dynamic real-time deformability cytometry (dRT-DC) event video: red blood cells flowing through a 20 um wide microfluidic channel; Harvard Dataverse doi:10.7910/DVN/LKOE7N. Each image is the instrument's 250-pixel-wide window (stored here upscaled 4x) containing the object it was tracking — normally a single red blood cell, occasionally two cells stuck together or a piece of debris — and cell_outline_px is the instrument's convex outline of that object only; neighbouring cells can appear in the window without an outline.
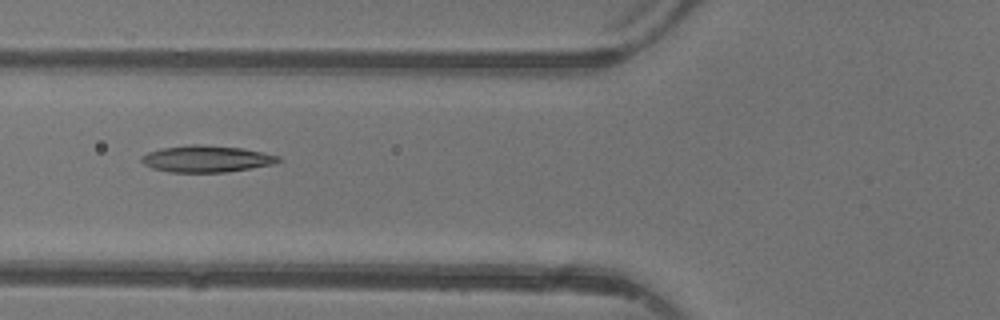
{"species": "common noctule bat (a hibernating species)", "species_latin": "Nyctalus noctula", "temperature_condition": "warm", "stored_images_in_passage": 4, "camera_frame_rate_fps": 3000, "um_per_image_px": 0.085, "animal": {"sex": "female"}, "frame": {"image": 1, "passage_image": 4, "time_ms": 5.0, "image_size_px": [1000, 320], "cell_outline_px": [[284, 160], [276, 164], [228, 172], [168, 172], [152, 168], [144, 164], [140, 160], [140, 156], [148, 152], [160, 148], [188, 144], [204, 144], [240, 148], [264, 152], [280, 156]], "centroid_in_image_um": [17.58, 13.5], "position_along_channel_um": 108.2, "area_um2": 21.68}}